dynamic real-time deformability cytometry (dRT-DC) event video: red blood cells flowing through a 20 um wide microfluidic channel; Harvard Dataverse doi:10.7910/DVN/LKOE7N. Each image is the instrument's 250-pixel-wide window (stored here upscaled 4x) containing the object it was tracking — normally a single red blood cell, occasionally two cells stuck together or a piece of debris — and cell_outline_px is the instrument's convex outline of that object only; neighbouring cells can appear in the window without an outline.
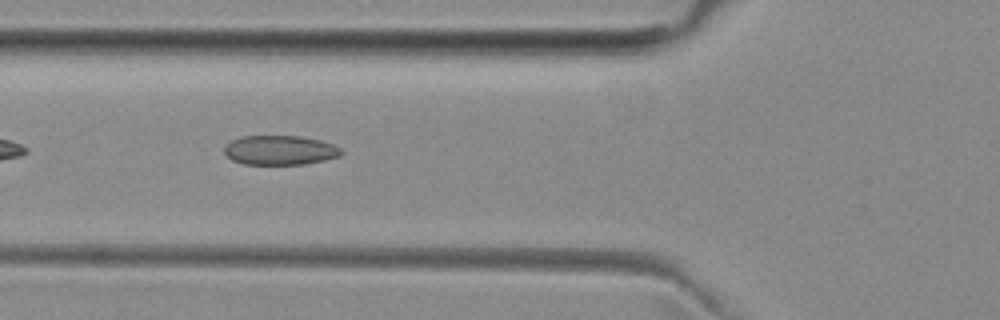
{"species": "common noctule bat (a hibernating species)", "species_latin": "Nyctalus noctula", "temperature_condition": "room temperature", "stored_images_in_passage": 5, "camera_frame_rate_fps": 3000, "um_per_image_px": 0.085, "animal": {"sex": "female", "body_mass_g": 29.2, "forearm_length_mm": 56.3}, "frame": {"image": 1, "passage_image": 4, "time_ms": 3.333, "image_size_px": [1000, 320], "cell_outline_px": [[344, 152], [340, 156], [324, 160], [304, 164], [244, 164], [232, 160], [224, 152], [224, 144], [240, 136], [300, 136], [320, 140], [332, 144], [340, 148]], "centroid_in_image_um": [23.78, 12.76], "position_along_channel_um": 102.0, "area_um2": 20.11}}
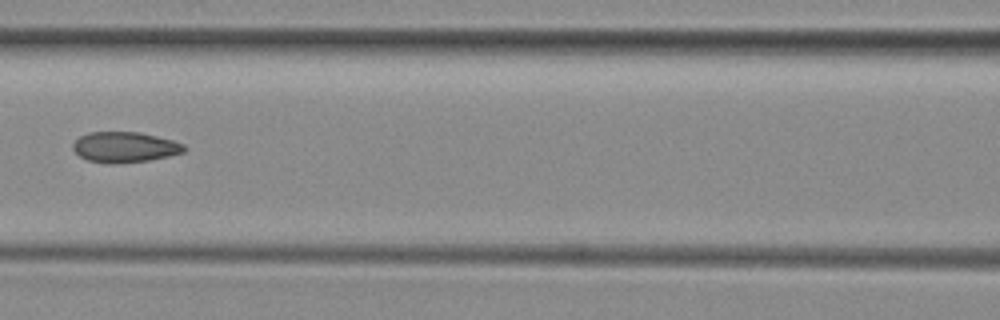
{"frame": {"image": 2, "passage_image": 5, "time_ms": 4.667, "image_size_px": [1000, 320], "cell_outline_px": [[188, 148], [184, 152], [168, 156], [148, 160], [88, 160], [80, 156], [72, 148], [72, 144], [80, 136], [88, 132], [140, 132], [172, 140], [184, 144]], "centroid_in_image_um": [10.64, 12.44], "position_along_channel_um": 156.0, "area_um2": 18.84}}